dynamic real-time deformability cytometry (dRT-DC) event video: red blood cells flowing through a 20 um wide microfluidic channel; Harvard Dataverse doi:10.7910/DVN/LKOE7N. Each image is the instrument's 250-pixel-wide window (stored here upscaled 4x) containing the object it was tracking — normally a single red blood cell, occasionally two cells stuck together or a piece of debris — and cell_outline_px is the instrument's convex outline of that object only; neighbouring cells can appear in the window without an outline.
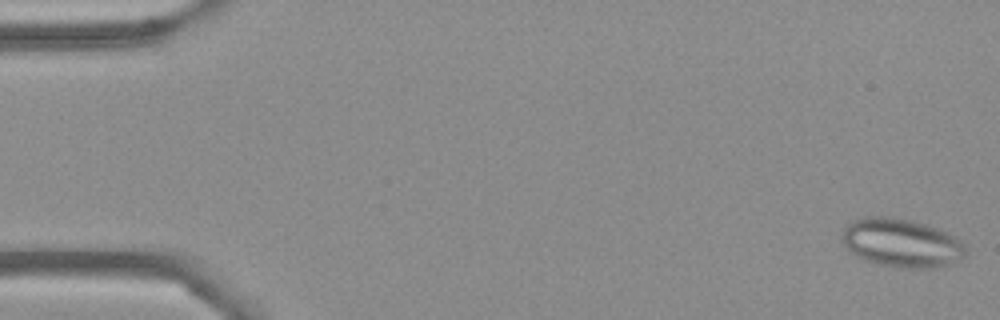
{"species": "Egyptian fruit bat (a non-hibernating species)", "species_latin": "Rousettus aegyptiacus", "temperature_condition": "cold", "stored_images_in_passage": 10, "camera_frame_rate_fps": 3000, "um_per_image_px": 0.085, "frame": {"image": 1, "passage_image": 1, "time_ms": 0.0, "image_size_px": [1000, 320], "cell_outline_px": [[968, 256], [960, 260], [936, 268], [900, 268], [876, 264], [864, 260], [856, 256], [840, 240], [840, 232], [852, 220], [864, 216], [892, 216], [912, 220], [936, 228], [960, 240]], "centroid_in_image_um": [76.58, 20.65], "position_along_channel_um": 8.4, "area_um2": 35.37}}